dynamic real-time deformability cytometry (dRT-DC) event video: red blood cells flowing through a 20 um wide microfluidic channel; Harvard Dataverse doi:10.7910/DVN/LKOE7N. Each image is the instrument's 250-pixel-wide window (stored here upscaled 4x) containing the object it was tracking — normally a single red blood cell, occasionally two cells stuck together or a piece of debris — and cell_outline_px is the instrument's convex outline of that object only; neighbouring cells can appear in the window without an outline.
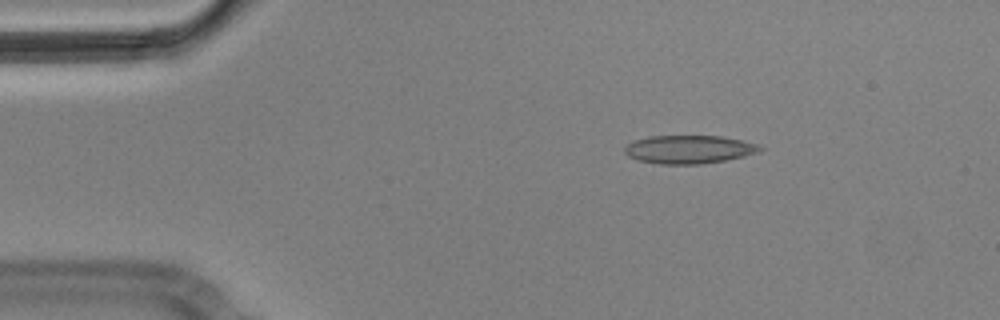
{"species": "Egyptian fruit bat (a non-hibernating species)", "species_latin": "Rousettus aegyptiacus", "temperature_condition": "cold", "stored_images_in_passage": 4, "camera_frame_rate_fps": 3000, "um_per_image_px": 0.085, "animal": {"sex": "male"}, "frame": {"image": 1, "passage_image": 1, "time_ms": 0.0, "image_size_px": [1000, 320], "cell_outline_px": [[764, 148], [760, 152], [744, 156], [724, 160], [700, 164], [660, 164], [636, 160], [628, 156], [624, 152], [624, 148], [628, 144], [636, 140], [648, 136], [720, 136], [744, 140], [756, 144]], "centroid_in_image_um": [58.57, 12.7], "position_along_channel_um": 26.4, "area_um2": 22.31}}